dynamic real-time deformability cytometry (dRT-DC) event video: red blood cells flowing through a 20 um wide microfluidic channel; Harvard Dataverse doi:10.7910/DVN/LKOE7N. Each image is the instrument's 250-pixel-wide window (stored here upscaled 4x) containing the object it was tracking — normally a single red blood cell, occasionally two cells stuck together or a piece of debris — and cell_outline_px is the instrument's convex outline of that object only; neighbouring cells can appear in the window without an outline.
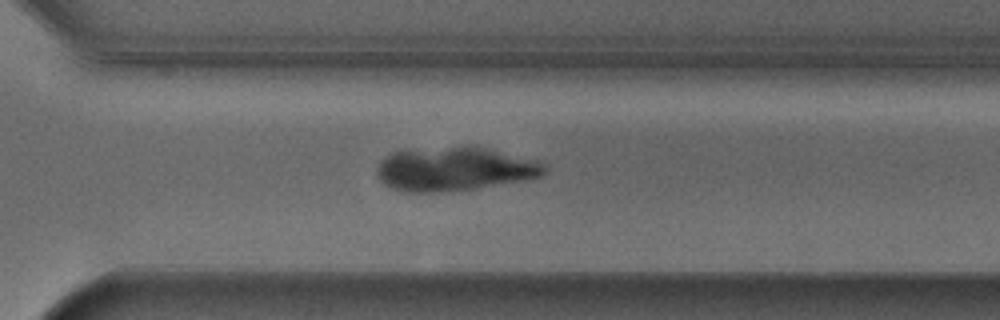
{"species": "Egyptian fruit bat (a non-hibernating species)", "species_latin": "Rousettus aegyptiacus", "temperature_condition": "cold", "stored_images_in_passage": 44, "camera_frame_rate_fps": 3000, "um_per_image_px": 0.085, "animal": {"sex": "male"}, "frame": {"image": 1, "passage_image": 38, "time_ms": 12.333, "image_size_px": [1000, 320], "cell_outline_px": [[548, 172], [540, 176], [524, 180], [452, 192], [404, 192], [392, 188], [384, 184], [376, 176], [376, 168], [380, 160], [384, 156], [392, 152], [452, 148], [484, 148], [540, 160], [548, 168]], "centroid_in_image_um": [38.64, 14.4], "position_along_channel_um": 332.0, "area_um2": 42.37}}
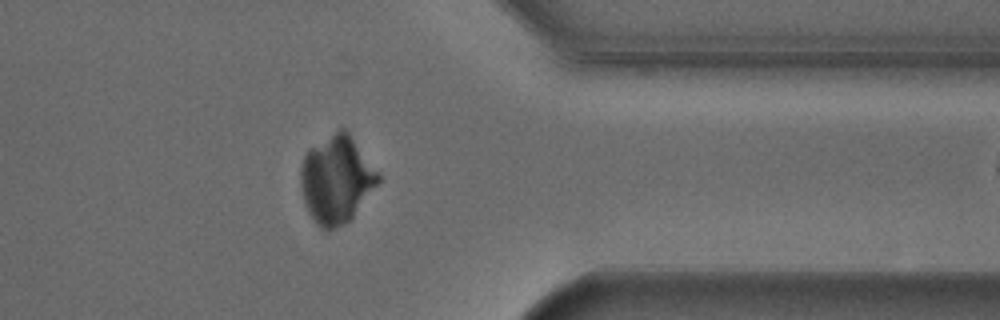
{"frame": {"image": 2, "passage_image": 43, "time_ms": 14.0, "image_size_px": [1000, 320], "cell_outline_px": [[380, 180], [352, 216], [344, 224], [332, 228], [320, 228], [316, 224], [308, 212], [304, 200], [300, 184], [300, 168], [304, 156], [312, 148], [340, 128], [344, 128], [348, 132], [380, 176]], "centroid_in_image_um": [28.56, 15.27], "position_along_channel_um": 382.8, "area_um2": 38.32}}